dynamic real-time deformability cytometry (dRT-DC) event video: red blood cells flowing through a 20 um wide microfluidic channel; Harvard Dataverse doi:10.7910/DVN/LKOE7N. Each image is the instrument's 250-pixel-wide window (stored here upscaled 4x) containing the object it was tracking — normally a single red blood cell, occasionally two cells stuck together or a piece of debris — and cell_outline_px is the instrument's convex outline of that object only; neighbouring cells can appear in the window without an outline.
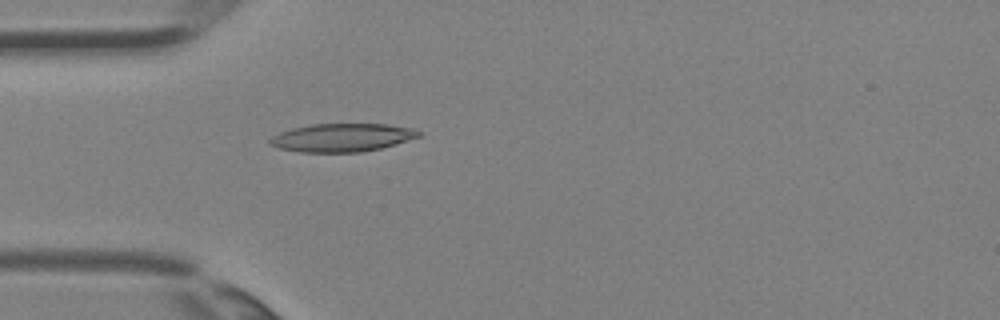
{"species": "Egyptian fruit bat (a non-hibernating species)", "species_latin": "Rousettus aegyptiacus", "temperature_condition": "room temperature", "stored_images_in_passage": 2, "camera_frame_rate_fps": 3000, "um_per_image_px": 0.085, "animal": {"sex": "female"}, "frame": {"image": 1, "passage_image": 2, "time_ms": 0.333, "image_size_px": [1000, 320], "cell_outline_px": [[424, 132], [420, 136], [380, 148], [360, 152], [300, 152], [280, 148], [268, 144], [268, 140], [272, 136], [280, 132], [292, 128], [312, 124], [388, 124], [416, 128]], "centroid_in_image_um": [29.08, 11.68], "position_along_channel_um": 55.9, "area_um2": 24.51}}